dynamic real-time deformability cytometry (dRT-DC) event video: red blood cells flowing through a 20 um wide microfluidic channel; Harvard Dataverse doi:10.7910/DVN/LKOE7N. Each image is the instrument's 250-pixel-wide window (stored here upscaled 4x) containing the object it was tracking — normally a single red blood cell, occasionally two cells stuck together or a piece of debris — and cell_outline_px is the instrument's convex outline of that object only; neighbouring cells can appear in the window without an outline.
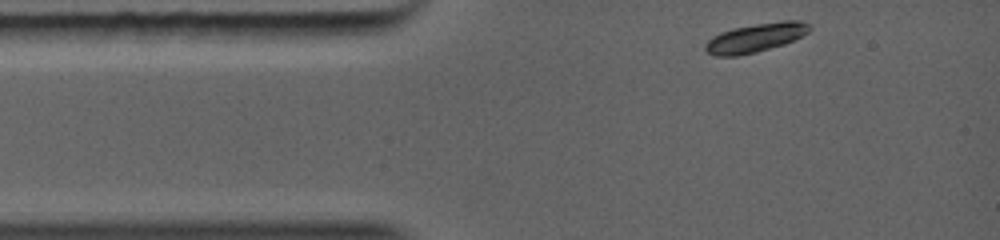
{"species": "common noctule bat (a hibernating species)", "species_latin": "Nyctalus noctula", "temperature_condition": "warm", "stored_images_in_passage": 13, "camera_frame_rate_fps": 5000, "um_per_image_px": 0.085, "animal": {"sex": "female", "body_mass_g": 19.0, "forearm_length_mm": 56.7}, "frame": {"image": 1, "passage_image": 1, "time_ms": 0.0, "image_size_px": [1000, 240], "cell_outline_px": [[812, 28], [808, 32], [784, 44], [756, 52], [736, 56], [716, 56], [708, 52], [704, 48], [704, 44], [712, 36], [720, 32], [732, 28], [756, 24], [784, 20], [800, 20], [812, 24]], "centroid_in_image_um": [64.22, 3.19], "position_along_channel_um": 20.8, "area_um2": 17.57}}
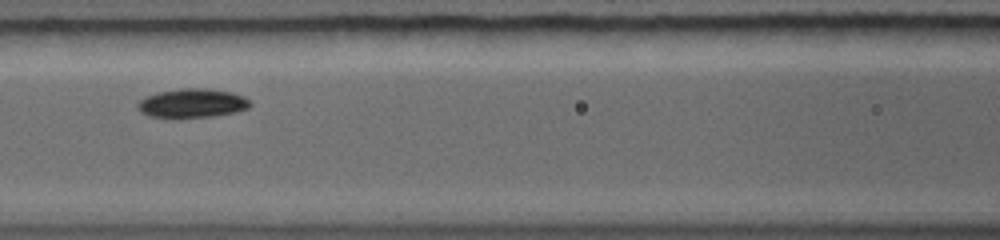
{"frame": {"image": 2, "passage_image": 9, "time_ms": 3.4, "image_size_px": [1000, 240], "cell_outline_px": [[252, 104], [248, 108], [236, 112], [212, 116], [148, 116], [136, 104], [140, 100], [156, 92], [180, 88], [204, 88], [232, 92], [244, 96]], "centroid_in_image_um": [16.39, 8.74], "position_along_channel_um": 150.2, "area_um2": 18.5}}
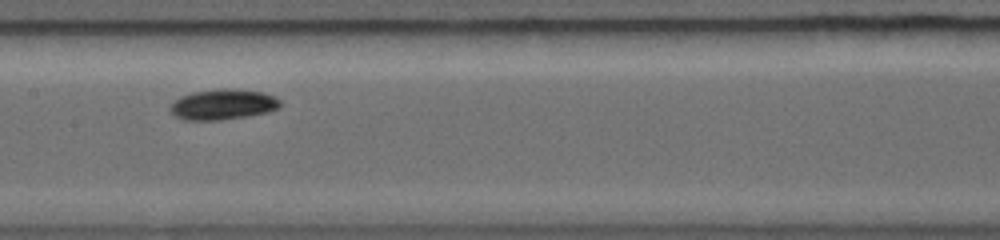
{"frame": {"image": 3, "passage_image": 11, "time_ms": 4.2, "image_size_px": [1000, 240], "cell_outline_px": [[280, 104], [276, 108], [264, 112], [248, 116], [220, 120], [184, 120], [176, 116], [168, 108], [168, 104], [180, 96], [192, 92], [220, 88], [232, 88], [264, 92], [276, 96], [280, 100]], "centroid_in_image_um": [18.9, 8.86], "position_along_channel_um": 188.5, "area_um2": 19.71}}